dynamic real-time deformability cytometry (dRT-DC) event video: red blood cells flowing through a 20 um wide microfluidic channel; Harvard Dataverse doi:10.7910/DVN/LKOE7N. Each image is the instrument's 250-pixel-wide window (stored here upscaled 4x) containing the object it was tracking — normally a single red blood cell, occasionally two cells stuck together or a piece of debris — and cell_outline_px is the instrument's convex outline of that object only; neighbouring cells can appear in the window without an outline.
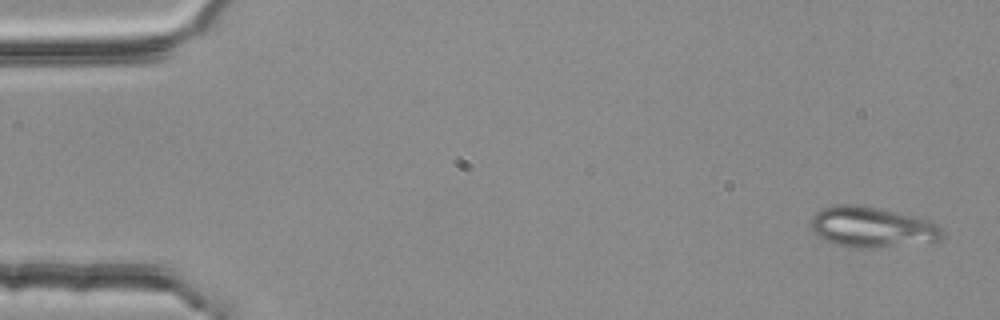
{"species": "common noctule bat (a hibernating species)", "species_latin": "Nyctalus noctula", "temperature_condition": "room temperature", "stored_images_in_passage": 3, "camera_frame_rate_fps": 3000, "um_per_image_px": 0.085, "animal": {"sex": "female", "body_mass_g": 25.1}, "frame": {"image": 1, "passage_image": 1, "time_ms": 0.0, "image_size_px": [1000, 320], "cell_outline_px": [[944, 232], [940, 240], [876, 248], [848, 248], [832, 244], [812, 232], [808, 220], [820, 208], [836, 204], [848, 204], [876, 208], [912, 216], [928, 220], [936, 224]], "centroid_in_image_um": [74.02, 19.32], "position_along_channel_um": 11.0, "area_um2": 31.1}}